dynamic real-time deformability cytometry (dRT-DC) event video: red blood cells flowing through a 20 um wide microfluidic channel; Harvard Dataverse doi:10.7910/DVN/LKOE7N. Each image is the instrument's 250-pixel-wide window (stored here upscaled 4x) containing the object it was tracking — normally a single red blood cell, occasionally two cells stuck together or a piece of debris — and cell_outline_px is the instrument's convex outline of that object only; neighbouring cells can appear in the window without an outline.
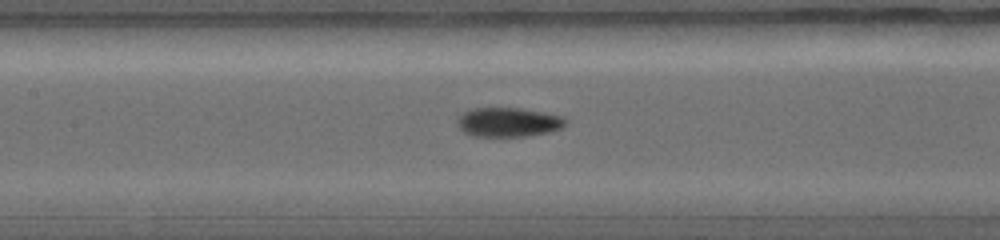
{"species": "common noctule bat (a hibernating species)", "species_latin": "Nyctalus noctula", "temperature_condition": "warm", "stored_images_in_passage": 19, "camera_frame_rate_fps": 5000, "um_per_image_px": 0.085, "animal": {"sex": "female", "body_mass_g": 19.0, "forearm_length_mm": 56.7}, "frame": {"image": 1, "passage_image": 11, "time_ms": 2.6, "image_size_px": [1000, 240], "cell_outline_px": [[568, 120], [560, 128], [552, 132], [528, 136], [472, 136], [464, 132], [456, 124], [456, 120], [464, 112], [472, 108], [520, 108], [544, 112], [564, 116]], "centroid_in_image_um": [43.22, 10.38], "position_along_channel_um": 164.2, "area_um2": 18.61}}
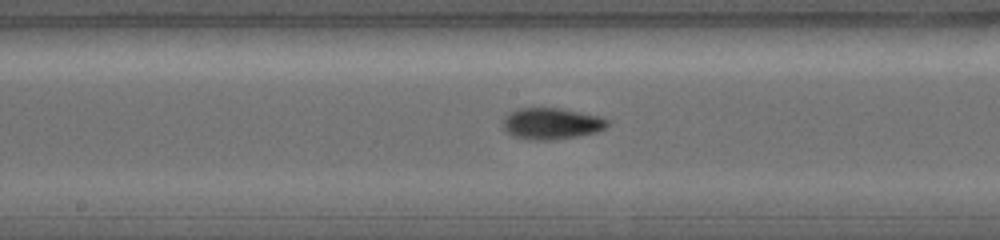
{"frame": {"image": 2, "passage_image": 14, "time_ms": 3.2, "image_size_px": [1000, 240], "cell_outline_px": [[608, 124], [604, 128], [596, 132], [556, 140], [528, 140], [512, 136], [504, 128], [504, 116], [520, 108], [560, 108], [600, 116], [608, 120]], "centroid_in_image_um": [46.87, 10.51], "position_along_channel_um": 201.3, "area_um2": 19.02}}